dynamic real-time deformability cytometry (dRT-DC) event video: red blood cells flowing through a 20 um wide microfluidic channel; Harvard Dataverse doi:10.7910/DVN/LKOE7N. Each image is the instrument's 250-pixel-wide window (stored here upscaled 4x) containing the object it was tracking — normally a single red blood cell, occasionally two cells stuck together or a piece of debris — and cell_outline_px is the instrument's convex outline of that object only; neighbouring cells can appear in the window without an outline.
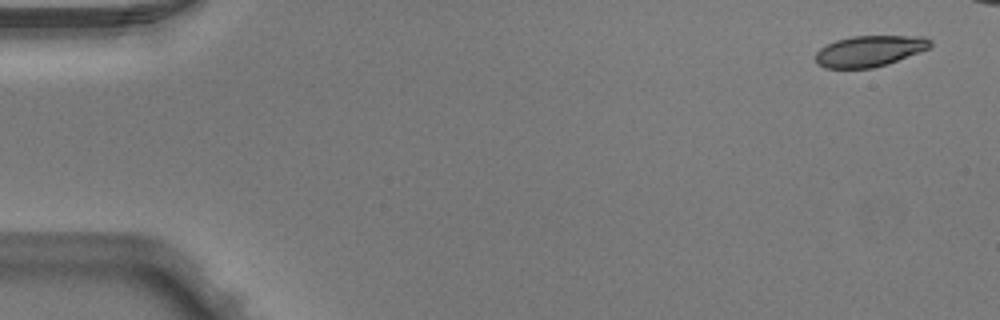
{"species": "Egyptian fruit bat (a non-hibernating species)", "species_latin": "Rousettus aegyptiacus", "temperature_condition": "warm", "stored_images_in_passage": 5, "camera_frame_rate_fps": 3000, "um_per_image_px": 0.085, "animal": {"sex": "male"}, "frame": {"image": 1, "passage_image": 1, "time_ms": 0.0, "image_size_px": [1000, 320], "cell_outline_px": [[932, 44], [928, 48], [920, 52], [888, 64], [872, 68], [824, 68], [816, 64], [816, 52], [820, 48], [836, 40], [852, 36], [924, 36], [932, 40]], "centroid_in_image_um": [73.91, 4.34], "position_along_channel_um": 11.1, "area_um2": 20.81}}